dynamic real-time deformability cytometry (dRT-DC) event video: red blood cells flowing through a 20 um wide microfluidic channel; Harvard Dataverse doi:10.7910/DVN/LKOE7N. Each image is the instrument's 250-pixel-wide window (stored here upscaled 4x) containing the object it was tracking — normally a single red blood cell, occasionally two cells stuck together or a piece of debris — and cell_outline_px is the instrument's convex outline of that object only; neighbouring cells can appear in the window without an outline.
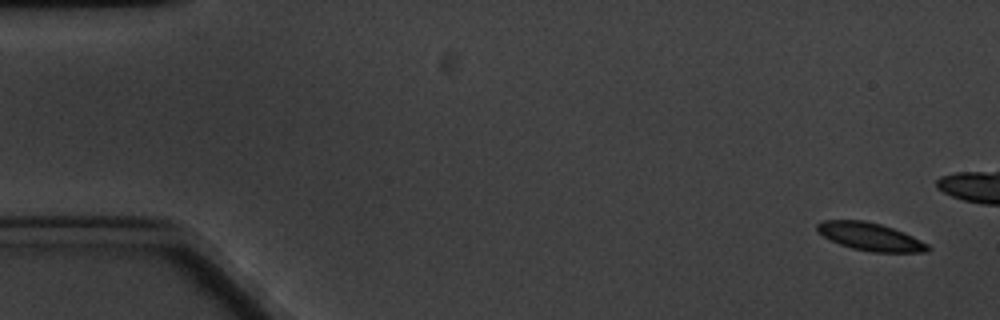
{"species": "common noctule bat (a hibernating species)", "species_latin": "Nyctalus noctula", "temperature_condition": "cold", "stored_images_in_passage": 5, "camera_frame_rate_fps": 3000, "um_per_image_px": 0.085, "animal": {"sex": "male", "body_mass_g": 20.1, "forearm_length_mm": 53.5}, "frame": {"image": 1, "passage_image": 1, "time_ms": 0.0, "image_size_px": [1000, 320], "cell_outline_px": [[932, 248], [928, 252], [872, 252], [852, 248], [840, 244], [816, 232], [816, 224], [824, 220], [864, 220], [880, 224], [904, 232], [928, 244]], "centroid_in_image_um": [73.97, 20.12], "position_along_channel_um": 11.0, "area_um2": 17.92}}